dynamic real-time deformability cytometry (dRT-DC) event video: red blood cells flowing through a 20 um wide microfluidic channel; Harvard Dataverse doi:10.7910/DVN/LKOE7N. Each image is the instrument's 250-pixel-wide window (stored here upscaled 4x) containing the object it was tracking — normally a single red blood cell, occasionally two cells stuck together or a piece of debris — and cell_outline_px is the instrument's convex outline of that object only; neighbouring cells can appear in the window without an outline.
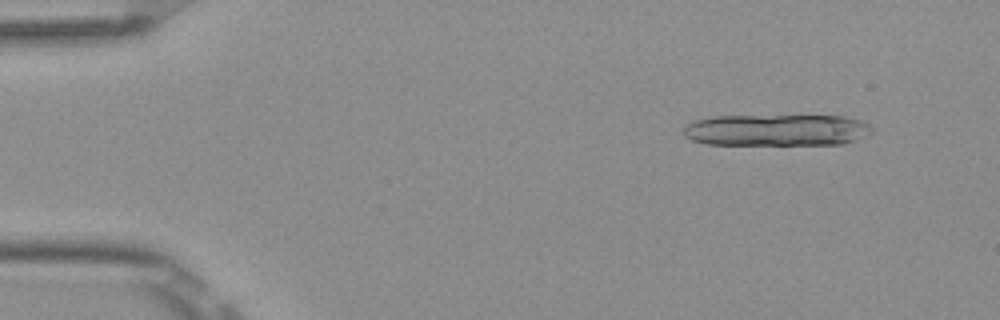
{"species": "Egyptian fruit bat (a non-hibernating species)", "species_latin": "Rousettus aegyptiacus", "temperature_condition": "room temperature", "stored_images_in_passage": 5, "camera_frame_rate_fps": 3000, "um_per_image_px": 0.085, "frame": {"image": 1, "passage_image": 2, "time_ms": 0.333, "image_size_px": [1000, 320], "cell_outline_px": [[876, 128], [872, 132], [856, 140], [844, 144], [708, 144], [692, 140], [684, 136], [684, 128], [688, 124], [696, 120], [712, 116], [844, 116], [860, 120]], "centroid_in_image_um": [66.05, 11.05], "position_along_channel_um": 18.9, "area_um2": 34.74}}